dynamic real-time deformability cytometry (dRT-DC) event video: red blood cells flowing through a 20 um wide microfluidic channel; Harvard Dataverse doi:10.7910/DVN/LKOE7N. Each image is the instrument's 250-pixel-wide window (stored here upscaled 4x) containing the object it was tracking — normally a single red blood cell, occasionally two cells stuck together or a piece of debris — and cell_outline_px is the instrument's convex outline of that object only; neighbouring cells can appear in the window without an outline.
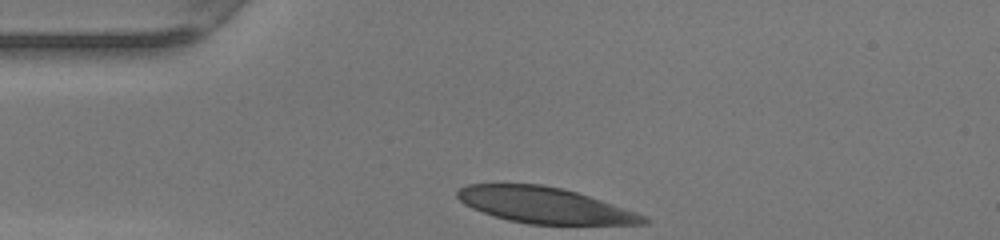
{"species": "human", "species_latin": "Homo sapiens", "temperature_condition": "warm", "stored_images_in_passage": 28, "camera_frame_rate_fps": 3000, "um_per_image_px": 0.085, "donor": {"sex": "female"}, "frame": {"image": 1, "passage_image": 1, "time_ms": 0.0, "image_size_px": [1000, 240], "cell_outline_px": [[652, 220], [648, 224], [528, 224], [508, 220], [472, 208], [464, 204], [456, 196], [456, 192], [460, 188], [468, 184], [540, 184], [560, 188], [576, 192], [648, 216]], "centroid_in_image_um": [46.31, 17.45], "position_along_channel_um": 38.7, "area_um2": 38.61}}
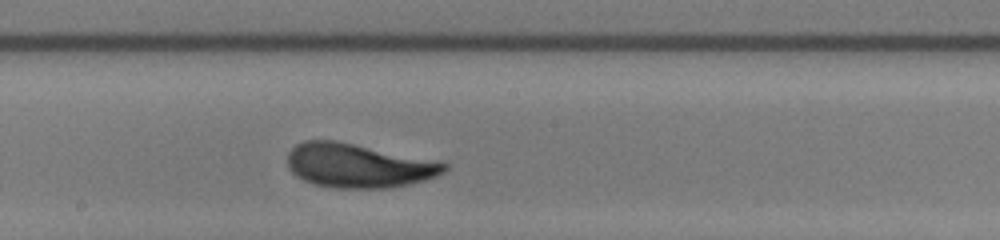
{"frame": {"image": 2, "passage_image": 16, "time_ms": 5.0, "image_size_px": [1000, 240], "cell_outline_px": [[448, 168], [444, 172], [436, 176], [424, 180], [408, 184], [388, 188], [336, 188], [312, 184], [296, 176], [288, 168], [288, 152], [296, 144], [304, 140], [336, 140], [444, 160], [448, 164]], "centroid_in_image_um": [30.52, 14.05], "position_along_channel_um": 217.7, "area_um2": 41.1}}
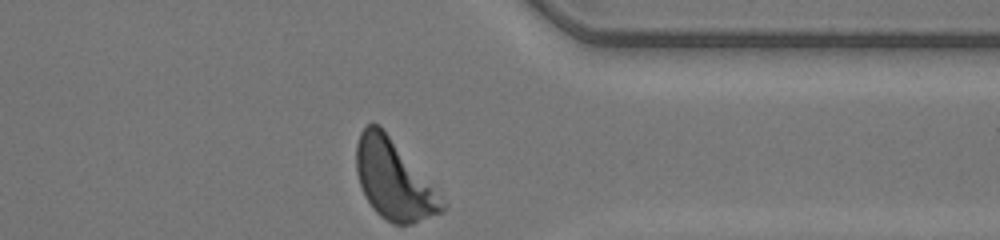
{"frame": {"image": 3, "passage_image": 28, "time_ms": 9.0, "image_size_px": [1000, 240], "cell_outline_px": [[444, 212], [412, 224], [392, 224], [380, 216], [372, 208], [364, 196], [356, 172], [356, 144], [360, 132], [368, 124], [380, 124], [432, 188], [444, 204]], "centroid_in_image_um": [33.39, 15.3], "position_along_channel_um": 378.0, "area_um2": 38.67}, "authors_computed_cell_mechanics": {"area_um2": 40.0843, "velocity_mm_per_s": 4.2034, "shape_relaxation_time_tau1_ms": 2.5297, "shape_relaxation_time_tau2_ms": 1.4803, "deformation_change_tau1": 0.1611, "deformation_change_tau2": 0.0734}}